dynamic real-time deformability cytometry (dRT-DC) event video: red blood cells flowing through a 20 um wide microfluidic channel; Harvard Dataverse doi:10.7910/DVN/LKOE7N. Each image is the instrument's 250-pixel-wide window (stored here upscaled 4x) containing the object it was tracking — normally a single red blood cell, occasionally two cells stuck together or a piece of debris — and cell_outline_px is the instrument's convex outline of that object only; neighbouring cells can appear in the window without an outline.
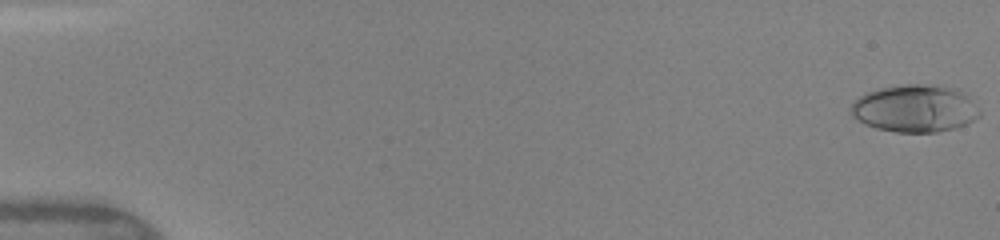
{"species": "human", "species_latin": "Homo sapiens", "temperature_condition": "warm", "stored_images_in_passage": 49, "camera_frame_rate_fps": 3000, "um_per_image_px": 0.085, "donor": {"sex": "female"}, "frame": {"image": 1, "passage_image": 1, "time_ms": 0.0, "image_size_px": [1000, 240], "cell_outline_px": [[980, 116], [968, 124], [956, 128], [936, 132], [896, 132], [876, 128], [864, 124], [852, 116], [852, 104], [864, 92], [880, 88], [904, 84], [944, 84], [956, 88], [968, 96], [980, 112]], "centroid_in_image_um": [77.79, 9.21], "position_along_channel_um": 7.2, "area_um2": 35.84}}
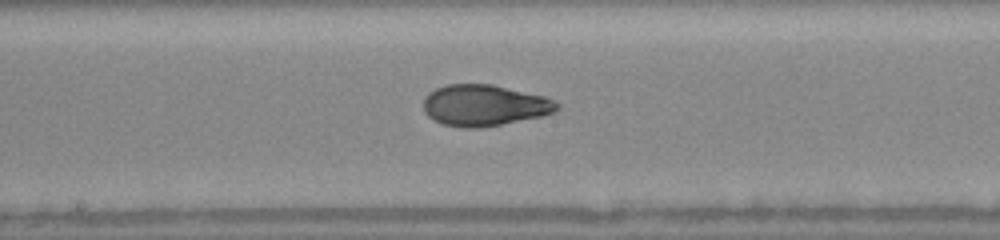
{"frame": {"image": 2, "passage_image": 27, "time_ms": 8.667, "image_size_px": [1000, 240], "cell_outline_px": [[560, 108], [556, 112], [540, 116], [480, 128], [464, 128], [444, 124], [432, 120], [424, 112], [424, 96], [428, 92], [436, 88], [448, 84], [492, 84], [544, 96], [560, 104]], "centroid_in_image_um": [41.15, 8.95], "position_along_channel_um": 207.1, "area_um2": 32.08}}
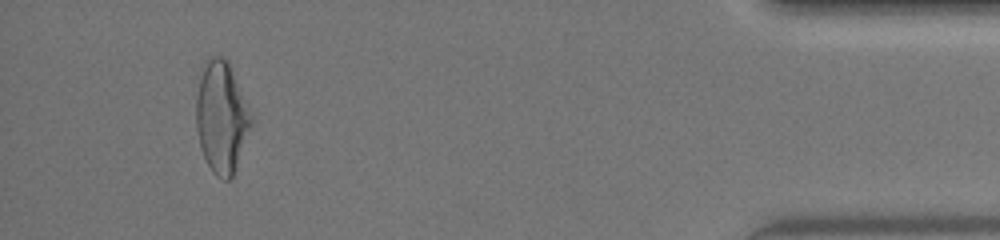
{"frame": {"image": 3, "passage_image": 46, "time_ms": 15.0, "image_size_px": [1000, 240], "cell_outline_px": [[252, 124], [232, 176], [228, 180], [224, 180], [216, 176], [212, 172], [200, 148], [196, 128], [196, 96], [204, 60], [208, 56], [224, 56], [228, 60], [252, 116]], "centroid_in_image_um": [18.8, 9.92], "position_along_channel_um": 416.4, "area_um2": 35.6}, "authors_computed_cell_mechanics": {"area_um2": 32.079, "velocity_mm_per_s": 4.2095, "shape_relaxation_time_tau1_ms": 4.2507, "shape_relaxation_time_tau2_ms": 1.2649, "deformation_change_tau1": 0.1934, "deformation_change_tau2": 0.0701}}